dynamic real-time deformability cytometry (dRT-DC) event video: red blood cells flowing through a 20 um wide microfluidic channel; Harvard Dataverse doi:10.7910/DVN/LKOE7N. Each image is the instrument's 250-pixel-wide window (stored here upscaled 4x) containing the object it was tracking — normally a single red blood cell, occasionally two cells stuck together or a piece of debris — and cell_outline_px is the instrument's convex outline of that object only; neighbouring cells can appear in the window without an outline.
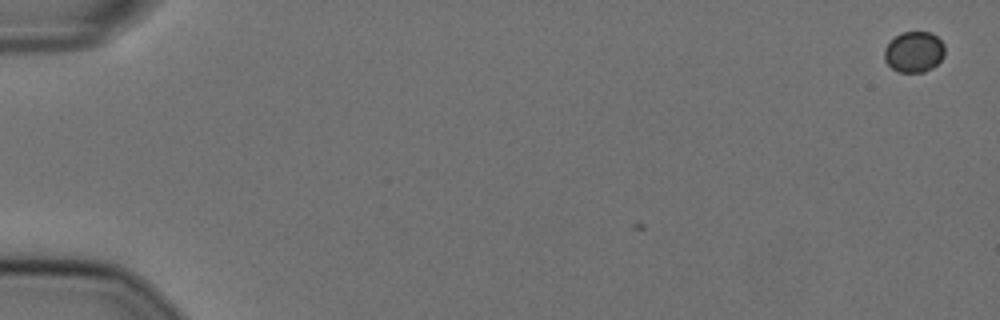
{"species": "Egyptian fruit bat (a non-hibernating species)", "species_latin": "Rousettus aegyptiacus", "temperature_condition": "cold", "stored_images_in_passage": 4, "camera_frame_rate_fps": 3000, "um_per_image_px": 0.085, "animal": {"sex": "female"}, "frame": {"image": 1, "passage_image": 1, "time_ms": 0.0, "image_size_px": [1000, 320], "cell_outline_px": [[944, 56], [932, 68], [924, 72], [900, 72], [892, 68], [884, 60], [884, 48], [896, 36], [904, 32], [932, 32], [944, 44]], "centroid_in_image_um": [77.7, 4.41], "position_along_channel_um": 7.3, "area_um2": 14.28}}